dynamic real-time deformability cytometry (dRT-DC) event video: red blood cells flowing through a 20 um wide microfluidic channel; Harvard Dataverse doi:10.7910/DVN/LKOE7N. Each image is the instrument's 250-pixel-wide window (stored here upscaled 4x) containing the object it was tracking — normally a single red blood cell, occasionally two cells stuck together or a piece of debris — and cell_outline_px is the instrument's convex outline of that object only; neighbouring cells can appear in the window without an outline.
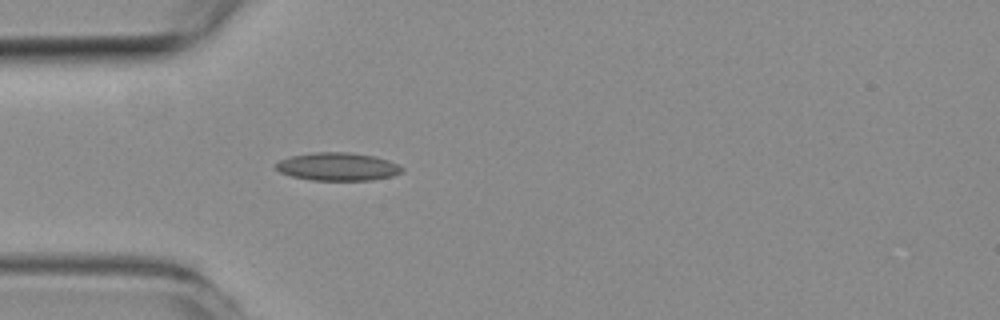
{"species": "common noctule bat (a hibernating species)", "species_latin": "Nyctalus noctula", "temperature_condition": "room temperature", "stored_images_in_passage": 13, "camera_frame_rate_fps": 3000, "um_per_image_px": 0.085, "animal": {"sex": "female", "body_mass_g": 19.3, "forearm_length_mm": 54.1}, "frame": {"image": 1, "passage_image": 1, "time_ms": 0.0, "image_size_px": [1000, 320], "cell_outline_px": [[404, 168], [400, 172], [392, 176], [372, 180], [312, 180], [292, 176], [280, 172], [272, 164], [280, 160], [292, 156], [316, 152], [348, 152], [376, 156], [388, 160]], "centroid_in_image_um": [28.69, 14.16], "position_along_channel_um": 56.3, "area_um2": 20.52}}
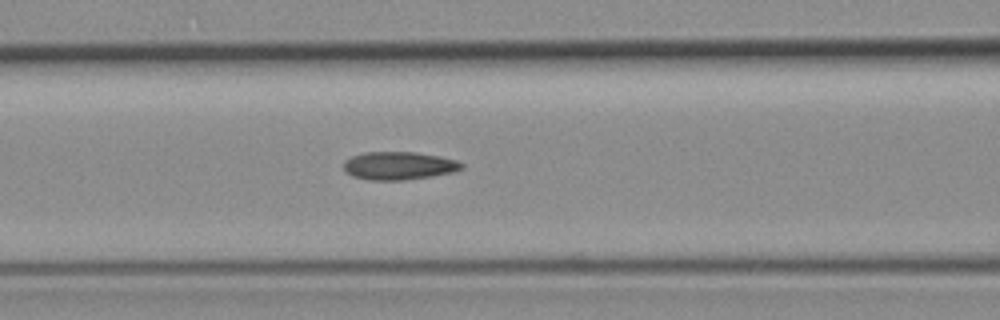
{"frame": {"image": 2, "passage_image": 7, "time_ms": 2.0, "image_size_px": [1000, 320], "cell_outline_px": [[464, 168], [452, 172], [432, 176], [404, 180], [368, 180], [352, 176], [344, 168], [344, 160], [352, 156], [364, 152], [416, 152], [440, 156], [456, 160], [464, 164]], "centroid_in_image_um": [33.91, 14.08], "position_along_channel_um": 132.7, "area_um2": 19.31}}
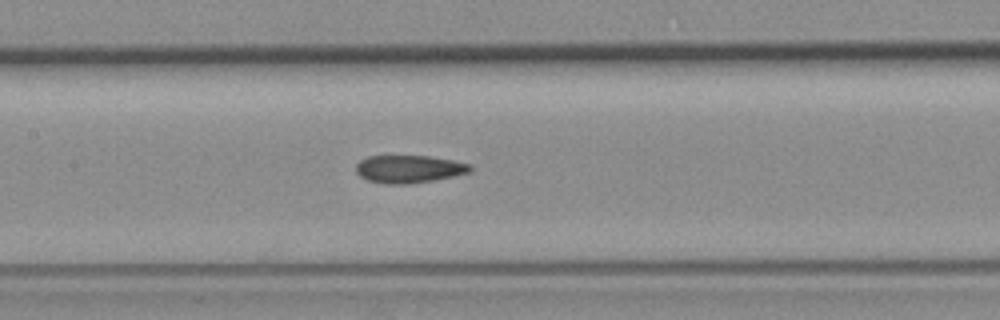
{"frame": {"image": 3, "passage_image": 10, "time_ms": 3.0, "image_size_px": [1000, 320], "cell_outline_px": [[472, 172], [432, 180], [408, 184], [384, 184], [368, 180], [360, 176], [356, 172], [356, 164], [360, 160], [368, 156], [428, 156], [452, 160], [472, 164]], "centroid_in_image_um": [34.76, 14.36], "position_along_channel_um": 172.6, "area_um2": 18.44}}